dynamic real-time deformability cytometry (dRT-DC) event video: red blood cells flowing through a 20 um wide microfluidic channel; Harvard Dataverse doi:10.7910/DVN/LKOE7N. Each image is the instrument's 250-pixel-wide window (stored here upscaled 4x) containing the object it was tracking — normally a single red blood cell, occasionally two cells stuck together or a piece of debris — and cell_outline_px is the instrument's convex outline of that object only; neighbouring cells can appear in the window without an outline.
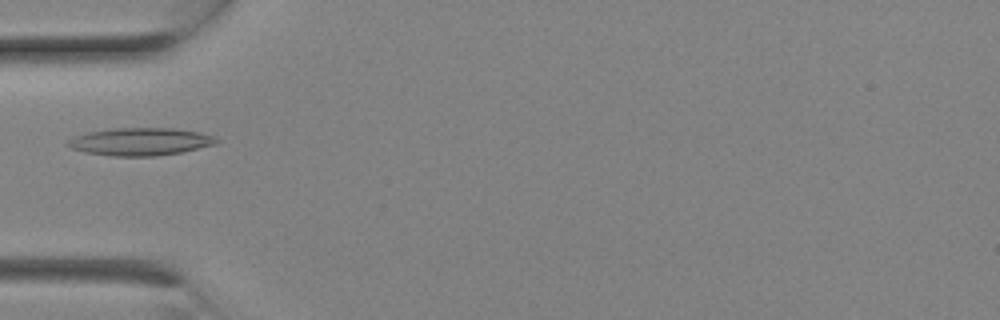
{"species": "Egyptian fruit bat (a non-hibernating species)", "species_latin": "Rousettus aegyptiacus", "temperature_condition": "room temperature", "stored_images_in_passage": 2, "camera_frame_rate_fps": 3000, "um_per_image_px": 0.085, "animal": {"sex": "female"}, "frame": {"image": 1, "passage_image": 2, "time_ms": 0.333, "image_size_px": [1000, 320], "cell_outline_px": [[220, 140], [216, 144], [184, 152], [156, 156], [108, 156], [84, 152], [68, 148], [64, 144], [68, 140], [76, 136], [88, 132], [116, 128], [172, 128], [200, 132], [212, 136]], "centroid_in_image_um": [11.91, 12.05], "position_along_channel_um": 73.1, "area_um2": 24.16}}